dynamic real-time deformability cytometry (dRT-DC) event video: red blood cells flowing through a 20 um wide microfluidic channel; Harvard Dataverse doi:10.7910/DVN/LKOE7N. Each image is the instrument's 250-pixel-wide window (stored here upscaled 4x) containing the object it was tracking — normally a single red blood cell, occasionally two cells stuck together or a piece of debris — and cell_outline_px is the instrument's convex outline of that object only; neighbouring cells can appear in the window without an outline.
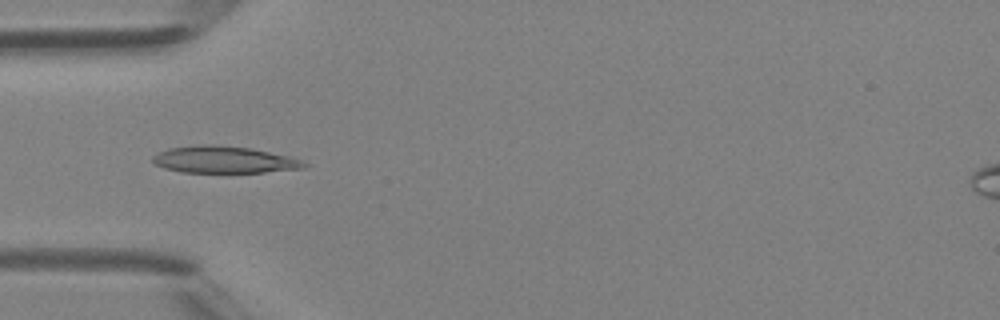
{"species": "Egyptian fruit bat (a non-hibernating species)", "species_latin": "Rousettus aegyptiacus", "temperature_condition": "room temperature", "stored_images_in_passage": 18, "camera_frame_rate_fps": 3000, "um_per_image_px": 0.085, "animal": {"sex": "female"}, "frame": {"image": 1, "passage_image": 7, "time_ms": 2.0, "image_size_px": [1000, 320], "cell_outline_px": [[308, 164], [304, 168], [264, 172], [180, 172], [164, 168], [156, 164], [152, 160], [152, 156], [168, 148], [196, 144], [212, 144], [252, 148], [288, 156], [300, 160]], "centroid_in_image_um": [19.01, 13.56], "position_along_channel_um": 66.0, "area_um2": 23.7}}
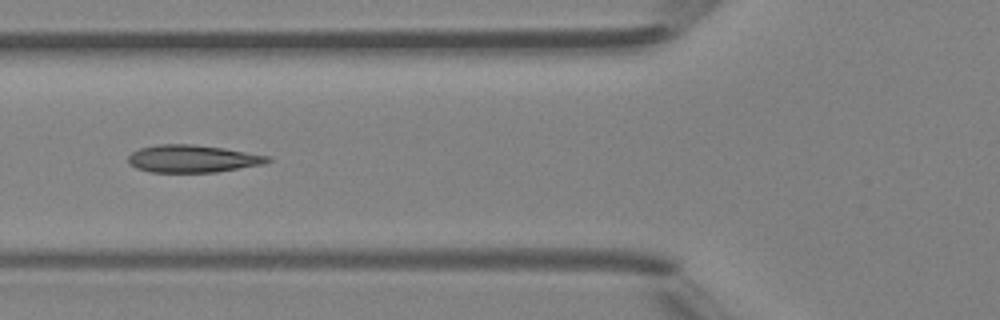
{"frame": {"image": 2, "passage_image": 10, "time_ms": 3.0, "image_size_px": [1000, 320], "cell_outline_px": [[272, 160], [264, 164], [216, 172], [152, 172], [136, 168], [128, 164], [128, 156], [132, 152], [140, 148], [160, 144], [192, 144], [224, 148], [272, 156]], "centroid_in_image_um": [16.39, 13.49], "position_along_channel_um": 109.4, "area_um2": 22.43}}
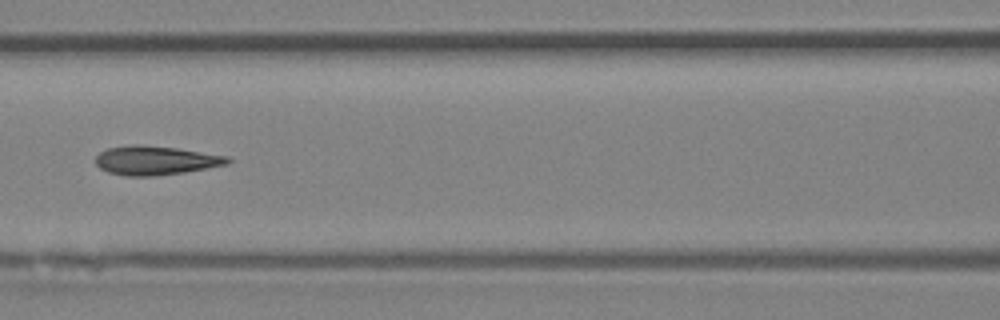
{"frame": {"image": 3, "passage_image": 13, "time_ms": 4.0, "image_size_px": [1000, 320], "cell_outline_px": [[232, 160], [228, 164], [208, 168], [184, 172], [156, 176], [124, 176], [108, 172], [100, 168], [96, 164], [96, 156], [100, 152], [108, 148], [128, 144], [140, 144], [176, 148], [228, 156]], "centroid_in_image_um": [13.21, 13.63], "position_along_channel_um": 153.4, "area_um2": 22.43}}